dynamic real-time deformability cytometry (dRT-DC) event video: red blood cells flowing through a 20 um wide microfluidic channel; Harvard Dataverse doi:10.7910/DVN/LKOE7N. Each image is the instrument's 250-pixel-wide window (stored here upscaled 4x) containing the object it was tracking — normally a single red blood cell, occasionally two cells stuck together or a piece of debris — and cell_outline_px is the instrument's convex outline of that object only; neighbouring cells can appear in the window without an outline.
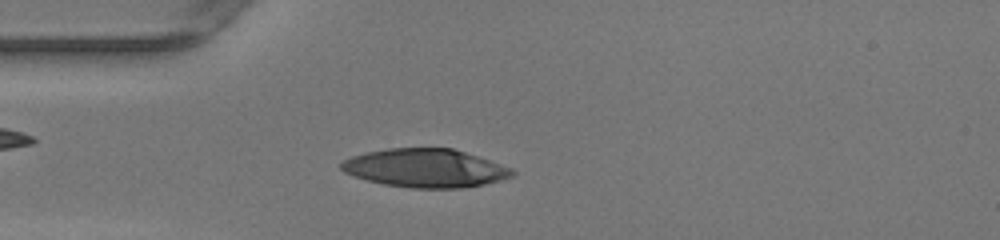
{"species": "human", "species_latin": "Homo sapiens", "temperature_condition": "warm", "stored_images_in_passage": 44, "camera_frame_rate_fps": 3000, "um_per_image_px": 0.085, "donor": {"sex": "female"}, "frame": {"image": 1, "passage_image": 12, "time_ms": 3.667, "image_size_px": [1000, 240], "cell_outline_px": [[516, 172], [512, 176], [500, 180], [484, 184], [460, 188], [412, 188], [384, 184], [352, 176], [344, 172], [340, 168], [340, 164], [344, 160], [352, 156], [368, 152], [388, 148], [452, 148], [512, 168]], "centroid_in_image_um": [36.13, 14.29], "position_along_channel_um": 48.9, "area_um2": 38.03}}
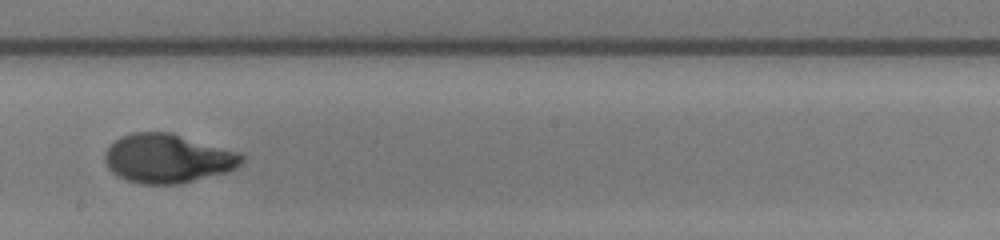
{"frame": {"image": 2, "passage_image": 26, "time_ms": 8.333, "image_size_px": [1000, 240], "cell_outline_px": [[248, 156], [236, 168], [228, 172], [180, 184], [140, 184], [116, 176], [108, 168], [104, 160], [104, 152], [120, 136], [132, 132], [172, 132], [240, 152]], "centroid_in_image_um": [14.28, 13.47], "position_along_channel_um": 233.9, "area_um2": 39.59}}
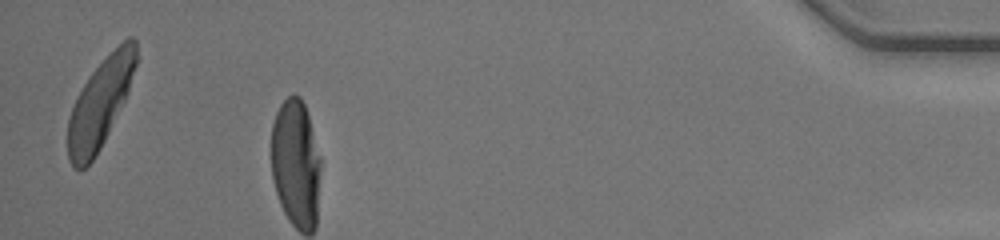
{"frame": {"image": 3, "passage_image": 43, "time_ms": 14.0, "image_size_px": [1000, 240], "cell_outline_px": [[140, 60], [124, 100], [100, 148], [92, 160], [84, 168], [72, 168], [68, 160], [68, 116], [76, 96], [92, 72], [128, 36], [132, 36], [136, 40]], "centroid_in_image_um": [8.53, 8.74], "position_along_channel_um": 426.7, "area_um2": 34.97}, "authors_computed_cell_mechanics": {"area_um2": 38.7838, "velocity_mm_per_s": 4.2339, "shape_relaxation_time_tau1_ms": 5.155, "shape_relaxation_time_tau2_ms": null, "deformation_change_tau1": 0.2863, "deformation_change_tau2": null}}